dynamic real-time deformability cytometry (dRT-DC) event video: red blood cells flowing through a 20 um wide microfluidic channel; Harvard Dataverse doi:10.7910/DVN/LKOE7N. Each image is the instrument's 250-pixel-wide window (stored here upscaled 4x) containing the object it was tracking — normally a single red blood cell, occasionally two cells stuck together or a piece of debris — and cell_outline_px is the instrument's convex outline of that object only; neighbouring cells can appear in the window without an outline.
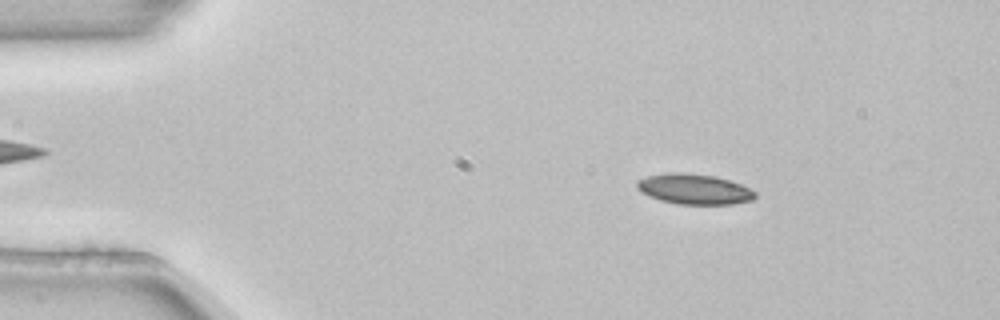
{"species": "common noctule bat (a hibernating species)", "species_latin": "Nyctalus noctula", "temperature_condition": "room temperature", "stored_images_in_passage": 2, "camera_frame_rate_fps": 3000, "um_per_image_px": 0.085, "animal": {"sex": "female", "body_mass_g": 22.7, "forearm_length_mm": 54.2}, "frame": {"image": 1, "passage_image": 1, "time_ms": 0.0, "image_size_px": [1000, 320], "cell_outline_px": [[756, 196], [752, 200], [732, 204], [676, 204], [660, 200], [648, 196], [640, 192], [636, 188], [636, 184], [640, 180], [648, 176], [672, 172], [680, 172], [716, 176], [740, 184], [756, 192]], "centroid_in_image_um": [58.99, 16.08], "position_along_channel_um": 26.0, "area_um2": 20.81}}
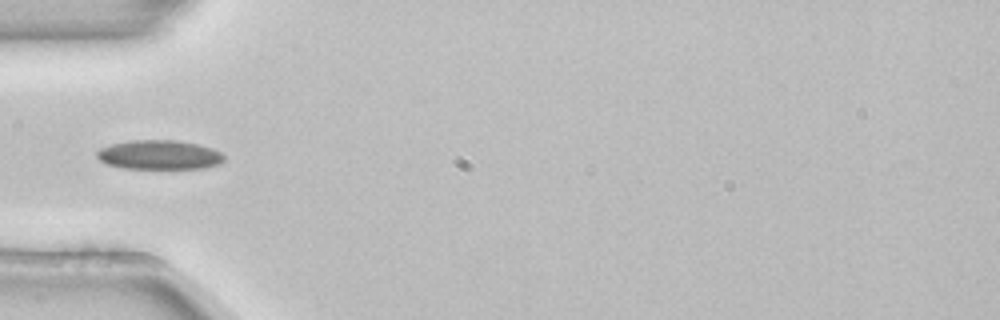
{"frame": {"image": 2, "passage_image": 2, "time_ms": 0.333, "image_size_px": [1000, 320], "cell_outline_px": [[224, 160], [220, 164], [204, 168], [124, 168], [108, 164], [100, 160], [96, 156], [96, 152], [100, 148], [112, 144], [132, 140], [176, 140], [196, 144], [212, 148], [220, 152], [224, 156]], "centroid_in_image_um": [13.54, 13.16], "position_along_channel_um": 71.5, "area_um2": 21.56}}